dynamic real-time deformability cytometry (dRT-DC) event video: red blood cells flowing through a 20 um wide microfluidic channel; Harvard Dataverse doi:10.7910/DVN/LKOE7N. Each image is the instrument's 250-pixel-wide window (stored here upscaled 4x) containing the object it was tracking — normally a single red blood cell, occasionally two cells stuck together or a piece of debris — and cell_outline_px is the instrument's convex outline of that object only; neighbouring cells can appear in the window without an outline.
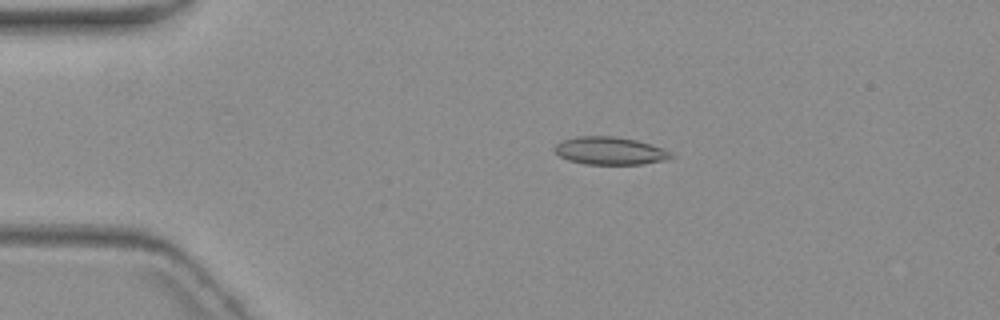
{"species": "common noctule bat (a hibernating species)", "species_latin": "Nyctalus noctula", "temperature_condition": "warm", "stored_images_in_passage": 7, "camera_frame_rate_fps": 3000, "um_per_image_px": 0.085, "animal": {"sex": "female", "body_mass_g": 19.3, "forearm_length_mm": 54.1}, "frame": {"image": 1, "passage_image": 4, "time_ms": 3.667, "image_size_px": [1000, 320], "cell_outline_px": [[676, 156], [668, 160], [644, 164], [584, 164], [568, 160], [560, 156], [556, 152], [556, 144], [564, 140], [576, 136], [616, 136], [636, 140], [672, 152]], "centroid_in_image_um": [51.89, 12.83], "position_along_channel_um": 33.1, "area_um2": 18.79}}
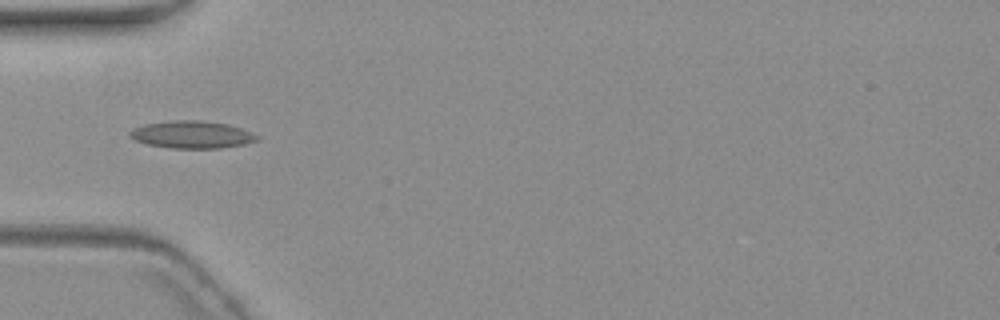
{"frame": {"image": 2, "passage_image": 6, "time_ms": 6.0, "image_size_px": [1000, 320], "cell_outline_px": [[260, 140], [244, 144], [220, 148], [172, 148], [148, 144], [136, 140], [128, 136], [128, 132], [144, 124], [172, 120], [200, 120], [228, 124], [252, 132], [260, 136]], "centroid_in_image_um": [16.35, 11.44], "position_along_channel_um": 68.7, "area_um2": 20.29}}
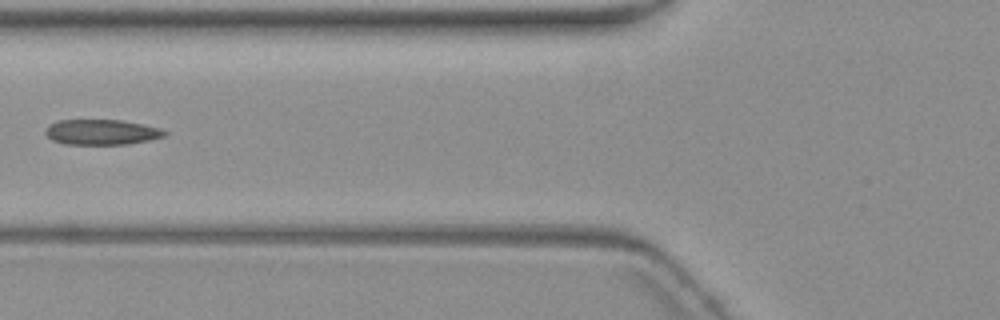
{"frame": {"image": 3, "passage_image": 7, "time_ms": 7.333, "image_size_px": [1000, 320], "cell_outline_px": [[168, 132], [164, 136], [148, 140], [128, 144], [64, 144], [52, 140], [44, 132], [44, 128], [48, 124], [56, 120], [124, 120], [144, 124], [160, 128]], "centroid_in_image_um": [8.6, 11.22], "position_along_channel_um": 117.2, "area_um2": 17.74}}